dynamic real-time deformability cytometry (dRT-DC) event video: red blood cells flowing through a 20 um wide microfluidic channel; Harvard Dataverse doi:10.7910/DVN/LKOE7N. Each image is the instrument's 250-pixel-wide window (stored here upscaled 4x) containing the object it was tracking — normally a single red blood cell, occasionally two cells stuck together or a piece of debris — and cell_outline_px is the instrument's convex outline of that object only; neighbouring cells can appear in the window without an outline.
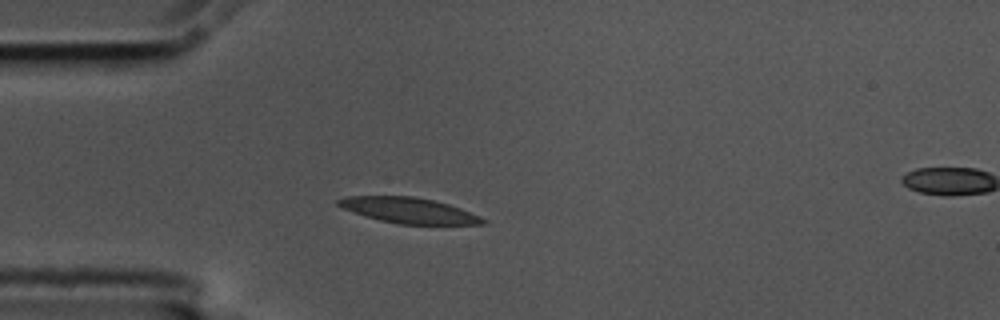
{"species": "common noctule bat (a hibernating species)", "species_latin": "Nyctalus noctula", "temperature_condition": "cold", "stored_images_in_passage": 4, "segment_of_instrument_passage": [1, 2], "camera_frame_rate_fps": 3000, "um_per_image_px": 0.085, "animal": {"sex": "male", "body_mass_g": 17.5, "forearm_length_mm": 52.3}, "frame": {"image": 1, "passage_image": 3, "time_ms": 0.667, "image_size_px": [1000, 320], "cell_outline_px": [[488, 224], [396, 224], [380, 220], [344, 208], [336, 204], [336, 200], [348, 196], [412, 196], [432, 200], [448, 204], [460, 208], [480, 216], [488, 220]], "centroid_in_image_um": [34.8, 17.88], "position_along_channel_um": 50.2, "area_um2": 21.27}}